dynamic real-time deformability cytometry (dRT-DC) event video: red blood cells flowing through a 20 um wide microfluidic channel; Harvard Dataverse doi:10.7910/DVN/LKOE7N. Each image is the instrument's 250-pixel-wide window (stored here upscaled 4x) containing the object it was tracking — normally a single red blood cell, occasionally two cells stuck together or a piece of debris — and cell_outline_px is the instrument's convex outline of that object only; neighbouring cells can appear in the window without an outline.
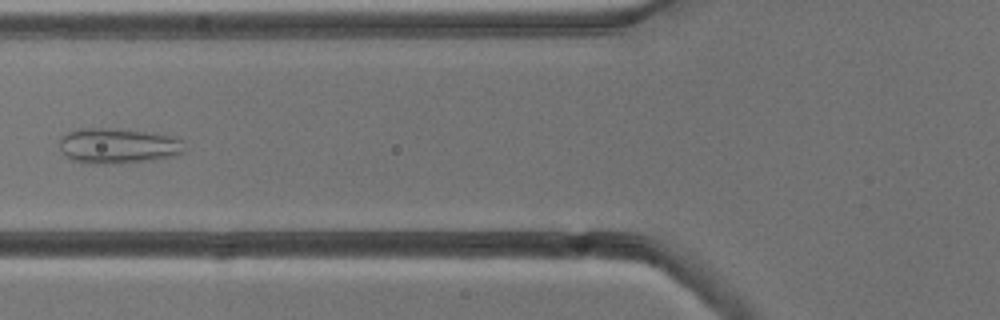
{"species": "common noctule bat (a hibernating species)", "species_latin": "Nyctalus noctula", "temperature_condition": "cold", "stored_images_in_passage": 7, "camera_frame_rate_fps": 3000, "um_per_image_px": 0.085, "animal": {"sex": "male", "body_mass_g": 13.3}, "frame": {"image": 1, "passage_image": 7, "time_ms": 6.667, "image_size_px": [1000, 320], "cell_outline_px": [[184, 152], [180, 156], [152, 160], [116, 164], [84, 164], [72, 160], [60, 148], [60, 140], [68, 132], [76, 128], [112, 128], [176, 136], [184, 140]], "centroid_in_image_um": [10.09, 12.41], "position_along_channel_um": 115.7, "area_um2": 26.18}}